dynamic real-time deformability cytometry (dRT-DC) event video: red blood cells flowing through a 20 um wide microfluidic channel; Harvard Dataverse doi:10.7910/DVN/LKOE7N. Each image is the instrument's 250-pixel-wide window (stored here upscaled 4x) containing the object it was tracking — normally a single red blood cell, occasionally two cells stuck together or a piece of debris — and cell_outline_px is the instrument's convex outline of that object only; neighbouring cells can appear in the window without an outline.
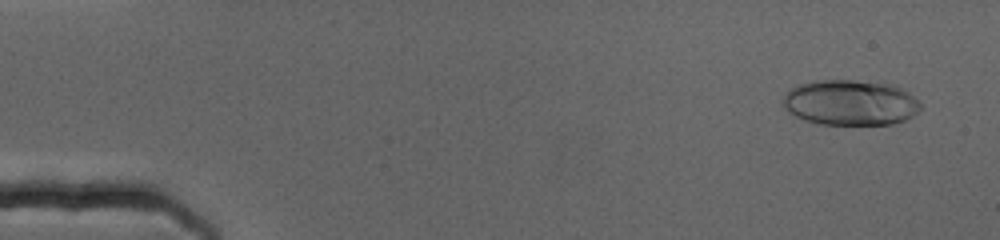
{"species": "human", "species_latin": "Homo sapiens", "temperature_condition": "cold", "stored_images_in_passage": 71, "camera_frame_rate_fps": 3000, "um_per_image_px": 0.085, "donor": {"sex": "female"}, "frame": {"image": 1, "passage_image": 4, "time_ms": 1.0, "image_size_px": [1000, 240], "cell_outline_px": [[920, 108], [912, 116], [904, 120], [892, 124], [820, 124], [796, 116], [788, 112], [784, 108], [784, 96], [796, 84], [812, 80], [852, 80], [884, 84], [900, 88], [912, 96], [920, 104]], "centroid_in_image_um": [72.23, 8.72], "position_along_channel_um": 12.8, "area_um2": 35.89}}
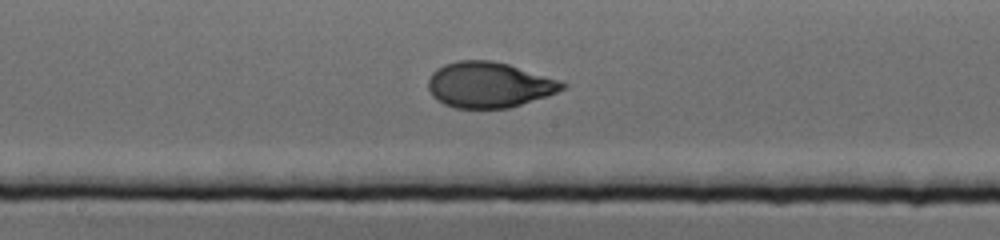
{"frame": {"image": 2, "passage_image": 38, "time_ms": 12.333, "image_size_px": [1000, 240], "cell_outline_px": [[568, 84], [564, 88], [556, 92], [508, 108], [456, 108], [444, 104], [436, 100], [432, 96], [428, 88], [428, 80], [432, 72], [436, 68], [444, 64], [456, 60], [492, 60], [508, 64], [560, 80]], "centroid_in_image_um": [41.52, 7.2], "position_along_channel_um": 206.7, "area_um2": 35.55}}
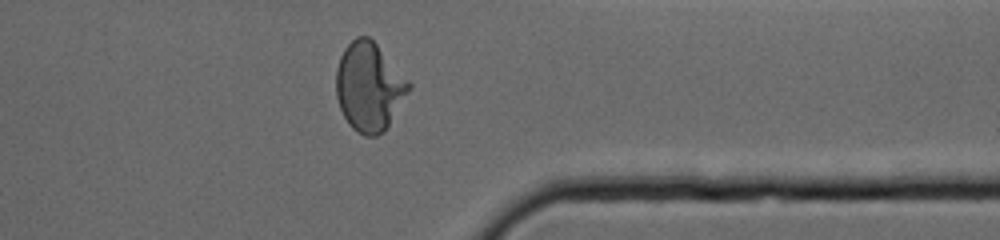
{"frame": {"image": 3, "passage_image": 57, "time_ms": 18.667, "image_size_px": [1000, 240], "cell_outline_px": [[412, 88], [384, 132], [376, 136], [364, 136], [352, 128], [348, 124], [340, 108], [336, 96], [336, 68], [340, 56], [344, 48], [356, 36], [368, 36], [376, 44], [412, 84]], "centroid_in_image_um": [31.37, 7.39], "position_along_channel_um": 380.0, "area_um2": 37.51}}